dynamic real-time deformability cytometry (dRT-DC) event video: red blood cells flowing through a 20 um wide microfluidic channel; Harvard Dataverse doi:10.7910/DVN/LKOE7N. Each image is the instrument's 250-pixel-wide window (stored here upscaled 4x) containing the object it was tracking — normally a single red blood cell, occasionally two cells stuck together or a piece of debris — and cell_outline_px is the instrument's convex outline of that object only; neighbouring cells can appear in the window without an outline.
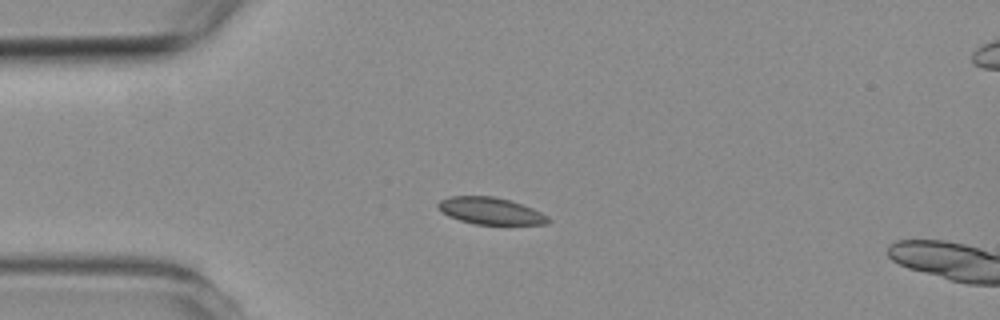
{"species": "common noctule bat (a hibernating species)", "species_latin": "Nyctalus noctula", "temperature_condition": "room temperature", "stored_images_in_passage": 6, "camera_frame_rate_fps": 3000, "um_per_image_px": 0.085, "animal": {"sex": "female", "body_mass_g": 19.3, "forearm_length_mm": 54.1}, "frame": {"image": 1, "passage_image": 5, "time_ms": 5.667, "image_size_px": [1000, 320], "cell_outline_px": [[552, 220], [548, 224], [476, 224], [460, 220], [448, 216], [440, 212], [436, 204], [440, 200], [448, 196], [492, 196], [508, 200], [532, 208], [548, 216]], "centroid_in_image_um": [41.66, 17.92], "position_along_channel_um": 43.3, "area_um2": 17.22}}